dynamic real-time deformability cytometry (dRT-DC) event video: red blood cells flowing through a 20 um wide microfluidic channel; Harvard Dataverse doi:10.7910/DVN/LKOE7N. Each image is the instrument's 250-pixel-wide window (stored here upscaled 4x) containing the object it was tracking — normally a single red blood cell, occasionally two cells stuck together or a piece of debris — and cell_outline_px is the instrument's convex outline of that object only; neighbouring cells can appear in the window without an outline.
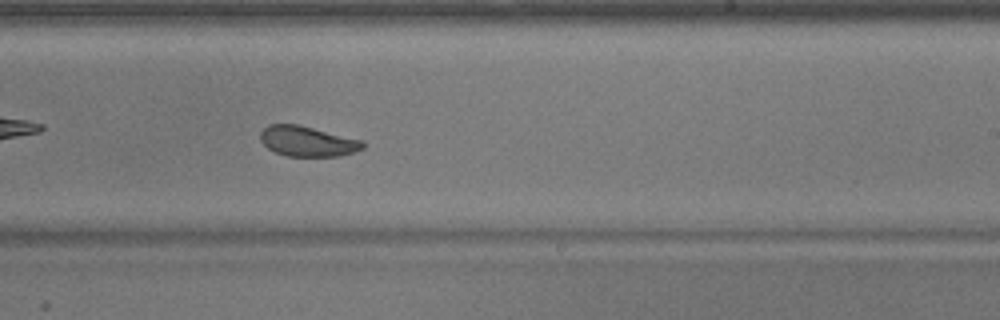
{"species": "common noctule bat (a hibernating species)", "species_latin": "Nyctalus noctula", "temperature_condition": "warm", "stored_images_in_passage": 38, "camera_frame_rate_fps": 3000, "um_per_image_px": 0.085, "animal": {"sex": "male", "body_mass_g": 17.9}, "frame": {"image": 1, "passage_image": 17, "time_ms": 5.333, "image_size_px": [1000, 320], "cell_outline_px": [[368, 144], [364, 148], [340, 156], [288, 156], [276, 152], [268, 148], [260, 140], [260, 132], [268, 124], [296, 124], [364, 140]], "centroid_in_image_um": [26.17, 12.01], "position_along_channel_um": 262.8, "area_um2": 18.09}, "authors_computed_cell_mechanics": {"area_um2": 19.1896, "velocity_mm_per_s": 3.7677, "shape_relaxation_time_tau1_ms": 6.1246, "shape_relaxation_time_tau2_ms": 1.6217, "deformation_change_tau1": 0.1188, "deformation_change_tau2": 0.0703}}